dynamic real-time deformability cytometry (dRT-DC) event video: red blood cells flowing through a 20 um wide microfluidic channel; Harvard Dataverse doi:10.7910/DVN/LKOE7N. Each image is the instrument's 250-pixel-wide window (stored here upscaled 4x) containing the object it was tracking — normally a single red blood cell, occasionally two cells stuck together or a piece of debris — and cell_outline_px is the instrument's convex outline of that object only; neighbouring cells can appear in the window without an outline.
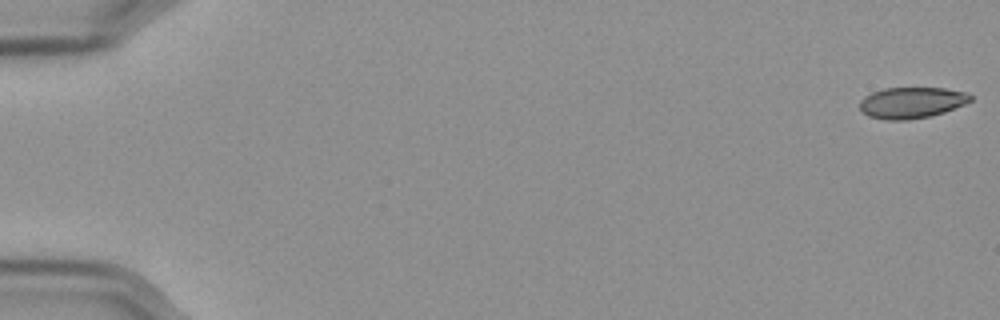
{"species": "Egyptian fruit bat (a non-hibernating species)", "species_latin": "Rousettus aegyptiacus", "temperature_condition": "cold", "stored_images_in_passage": 58, "camera_frame_rate_fps": 3000, "um_per_image_px": 0.085, "frame": {"image": 1, "passage_image": 1, "time_ms": 0.0, "image_size_px": [1000, 320], "cell_outline_px": [[972, 100], [964, 104], [944, 112], [932, 116], [908, 120], [888, 120], [868, 116], [860, 108], [860, 100], [864, 96], [872, 92], [884, 88], [944, 88], [968, 92], [972, 96]], "centroid_in_image_um": [77.5, 8.72], "position_along_channel_um": 7.5, "area_um2": 20.17}}
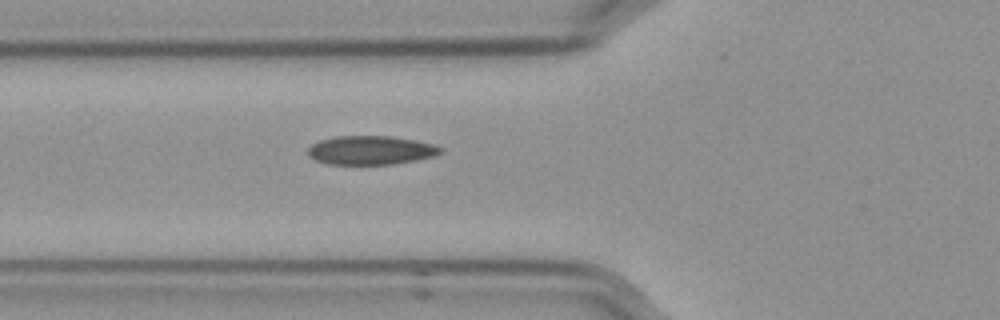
{"frame": {"image": 2, "passage_image": 22, "time_ms": 7.0, "image_size_px": [1000, 320], "cell_outline_px": [[444, 148], [436, 156], [416, 160], [392, 164], [328, 164], [316, 160], [308, 156], [308, 148], [312, 144], [320, 140], [336, 136], [392, 136], [416, 140], [436, 144]], "centroid_in_image_um": [31.55, 12.76], "position_along_channel_um": 94.3, "area_um2": 22.43}}
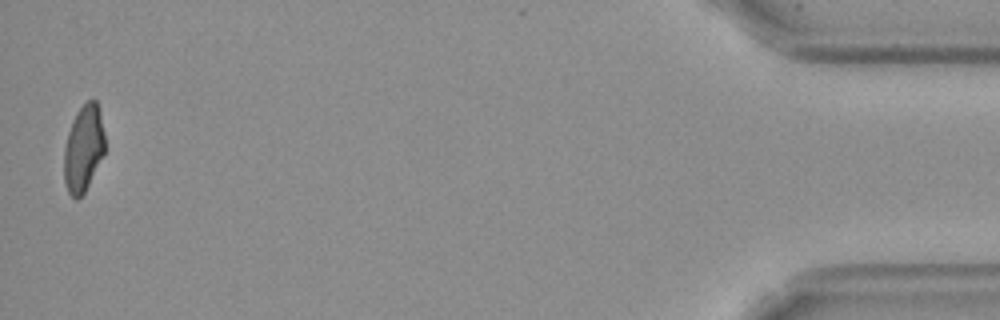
{"frame": {"image": 3, "passage_image": 57, "time_ms": 18.667, "image_size_px": [1000, 320], "cell_outline_px": [[104, 152], [84, 192], [76, 200], [68, 192], [64, 180], [64, 148], [68, 132], [72, 120], [76, 112], [88, 100], [96, 100], [100, 112], [104, 132]], "centroid_in_image_um": [7.08, 12.59], "position_along_channel_um": 428.1, "area_um2": 20.29}, "authors_computed_cell_mechanics": {"area_um2": 21.9929, "velocity_mm_per_s": 3.5787, "shape_relaxation_time_tau1_ms": 8.3743, "shape_relaxation_time_tau2_ms": 2.3432, "deformation_change_tau1": 0.1971, "deformation_change_tau2": 0.0613}}